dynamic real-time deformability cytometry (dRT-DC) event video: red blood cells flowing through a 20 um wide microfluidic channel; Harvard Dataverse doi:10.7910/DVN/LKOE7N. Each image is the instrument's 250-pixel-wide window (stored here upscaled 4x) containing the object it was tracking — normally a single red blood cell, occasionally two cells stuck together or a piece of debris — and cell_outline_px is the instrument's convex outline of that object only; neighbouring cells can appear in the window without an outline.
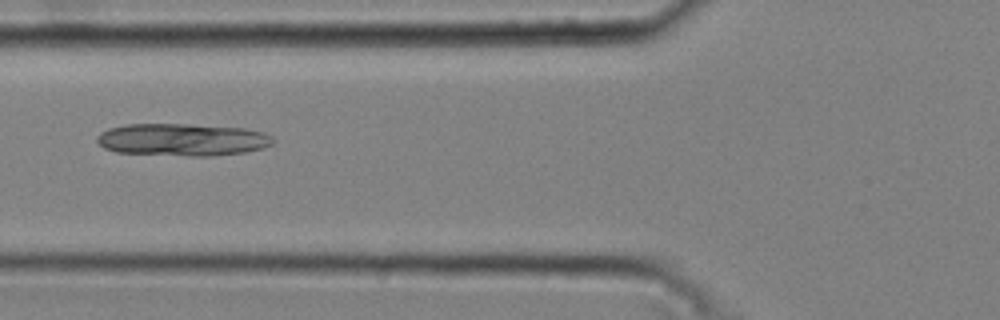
{"species": "common noctule bat (a hibernating species)", "species_latin": "Nyctalus noctula", "temperature_condition": "cold", "stored_images_in_passage": 39, "camera_frame_rate_fps": 3000, "um_per_image_px": 0.085, "animal": {"sex": "male", "body_mass_g": 20.4}, "frame": {"image": 1, "passage_image": 16, "time_ms": 5.0, "image_size_px": [1000, 320], "cell_outline_px": [[276, 140], [272, 144], [260, 148], [244, 152], [208, 156], [188, 156], [116, 152], [104, 148], [96, 140], [96, 136], [100, 132], [108, 128], [124, 124], [188, 124], [244, 128], [264, 132], [272, 136]], "centroid_in_image_um": [15.47, 11.86], "position_along_channel_um": 110.3, "area_um2": 33.35}}
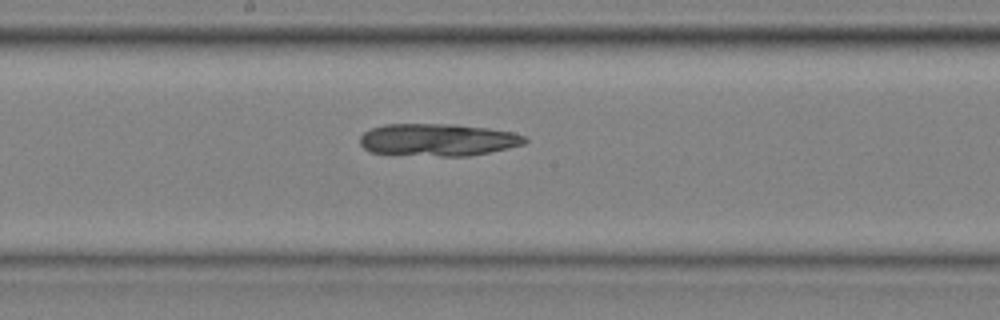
{"frame": {"image": 2, "passage_image": 24, "time_ms": 7.667, "image_size_px": [1000, 320], "cell_outline_px": [[528, 140], [524, 144], [508, 148], [468, 156], [440, 156], [372, 152], [364, 148], [360, 144], [360, 136], [364, 132], [372, 128], [384, 124], [456, 124], [488, 128], [512, 132], [524, 136]], "centroid_in_image_um": [37.22, 11.87], "position_along_channel_um": 211.0, "area_um2": 30.92}}
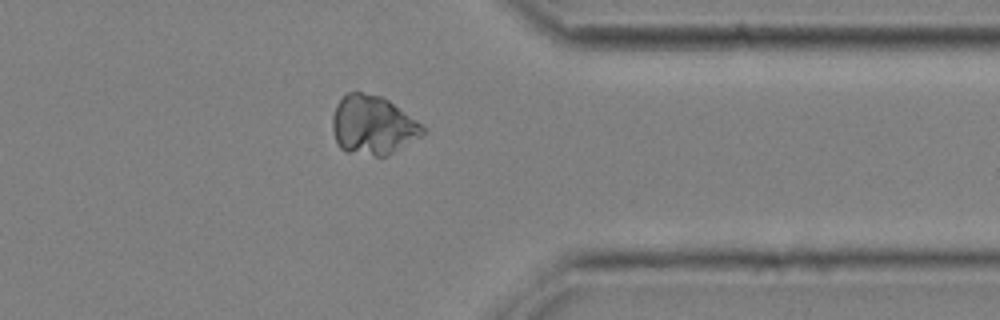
{"frame": {"image": 3, "passage_image": 38, "time_ms": 12.333, "image_size_px": [1000, 320], "cell_outline_px": [[428, 132], [388, 156], [376, 156], [344, 152], [340, 148], [336, 140], [332, 128], [332, 116], [336, 104], [348, 92], [360, 92], [380, 96], [388, 100], [428, 128]], "centroid_in_image_um": [31.71, 10.66], "position_along_channel_um": 379.7, "area_um2": 31.27}}